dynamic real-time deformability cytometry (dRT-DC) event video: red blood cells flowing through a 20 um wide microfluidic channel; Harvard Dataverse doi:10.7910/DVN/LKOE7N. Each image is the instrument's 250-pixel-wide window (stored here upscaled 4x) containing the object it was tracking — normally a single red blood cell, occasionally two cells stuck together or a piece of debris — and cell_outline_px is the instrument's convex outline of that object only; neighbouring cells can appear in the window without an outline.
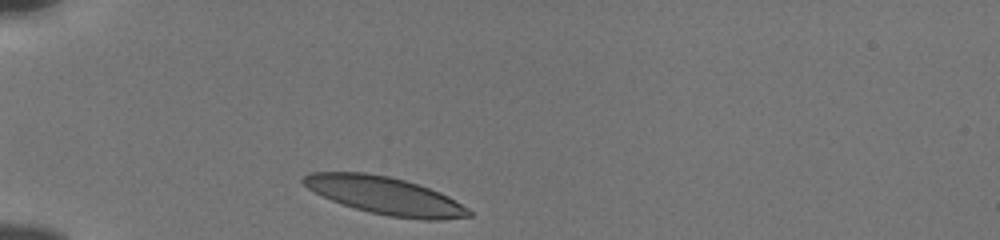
{"species": "human", "species_latin": "Homo sapiens", "temperature_condition": "cold", "stored_images_in_passage": 31, "camera_frame_rate_fps": 3000, "um_per_image_px": 0.085, "donor": {"sex": "male"}, "frame": {"image": 1, "passage_image": 1, "time_ms": 0.0, "image_size_px": [1000, 240], "cell_outline_px": [[472, 216], [440, 220], [424, 220], [388, 216], [356, 208], [332, 200], [308, 188], [300, 180], [304, 176], [312, 172], [364, 172], [388, 176], [404, 180], [440, 192], [448, 196], [468, 208], [472, 212]], "centroid_in_image_um": [32.76, 16.63], "position_along_channel_um": 52.2, "area_um2": 35.78}}
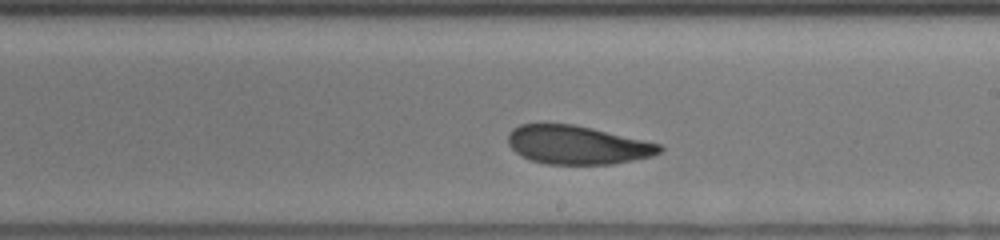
{"frame": {"image": 2, "passage_image": 18, "time_ms": 5.667, "image_size_px": [1000, 240], "cell_outline_px": [[664, 148], [660, 152], [652, 156], [612, 164], [548, 164], [532, 160], [520, 156], [508, 144], [508, 132], [512, 128], [520, 124], [572, 124], [592, 128], [660, 144]], "centroid_in_image_um": [49.04, 12.32], "position_along_channel_um": 240.0, "area_um2": 33.87}}
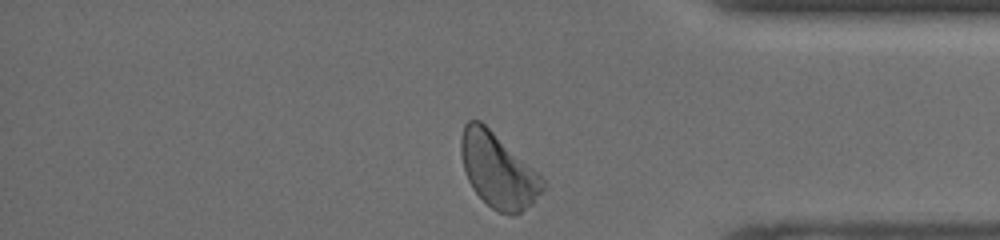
{"frame": {"image": 3, "passage_image": 31, "time_ms": 10.0, "image_size_px": [1000, 240], "cell_outline_px": [[544, 188], [532, 204], [520, 212], [512, 216], [500, 212], [492, 208], [472, 188], [468, 180], [464, 168], [460, 152], [460, 136], [464, 124], [468, 120], [480, 120], [532, 168], [544, 180]], "centroid_in_image_um": [42.29, 14.48], "position_along_channel_um": 392.9, "area_um2": 34.8}, "authors_computed_cell_mechanics": {"area_um2": 35.1424, "velocity_mm_per_s": 3.7826, "shape_relaxation_time_tau1_ms": 5.5721, "shape_relaxation_time_tau2_ms": 2.1447, "deformation_change_tau1": 0.1367, "deformation_change_tau2": 0.0855}}